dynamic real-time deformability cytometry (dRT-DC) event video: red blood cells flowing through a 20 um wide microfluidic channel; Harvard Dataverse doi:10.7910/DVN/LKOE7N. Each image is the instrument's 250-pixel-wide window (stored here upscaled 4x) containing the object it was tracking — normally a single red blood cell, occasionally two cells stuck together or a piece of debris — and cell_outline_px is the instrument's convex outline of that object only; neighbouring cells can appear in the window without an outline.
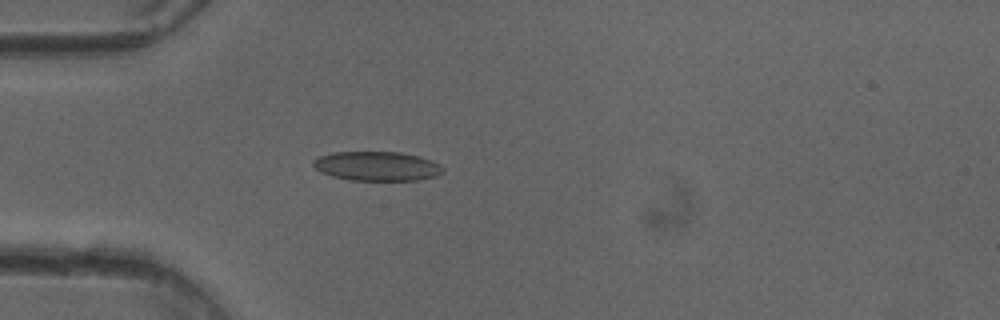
{"species": "common noctule bat (a hibernating species)", "species_latin": "Nyctalus noctula", "temperature_condition": "cold", "stored_images_in_passage": 50, "camera_frame_rate_fps": 3000, "um_per_image_px": 0.085, "animal": {"sex": "female"}, "frame": {"image": 1, "passage_image": 14, "time_ms": 4.333, "image_size_px": [1000, 320], "cell_outline_px": [[444, 172], [436, 176], [416, 180], [348, 180], [332, 176], [320, 172], [312, 164], [312, 160], [320, 156], [332, 152], [400, 152], [432, 160], [440, 164], [444, 168]], "centroid_in_image_um": [32.03, 14.12], "position_along_channel_um": 53.0, "area_um2": 22.2}}
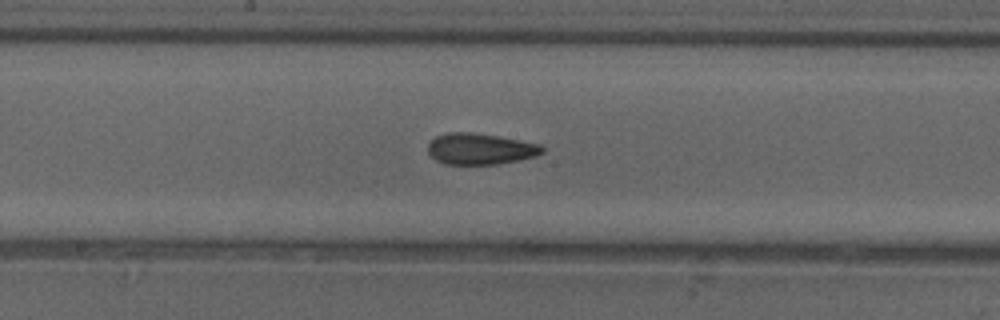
{"frame": {"image": 2, "passage_image": 26, "time_ms": 8.333, "image_size_px": [1000, 320], "cell_outline_px": [[544, 152], [536, 156], [496, 164], [444, 164], [436, 160], [428, 152], [428, 144], [436, 136], [448, 132], [472, 132], [520, 140], [540, 144], [544, 148]], "centroid_in_image_um": [40.81, 12.65], "position_along_channel_um": 207.4, "area_um2": 20.63}}
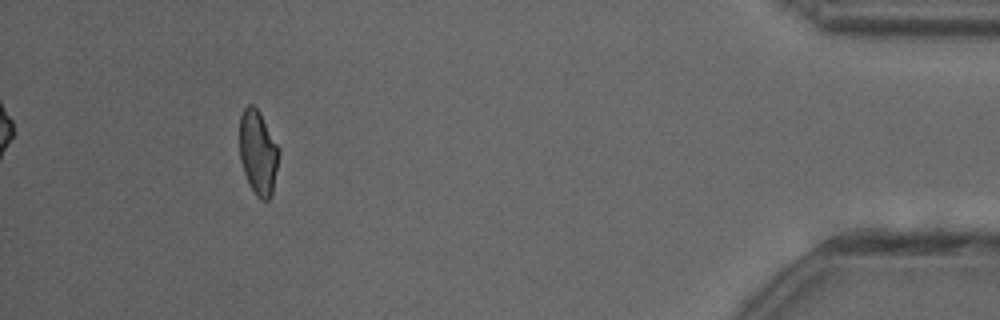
{"frame": {"image": 3, "passage_image": 46, "time_ms": 15.0, "image_size_px": [1000, 320], "cell_outline_px": [[280, 152], [272, 192], [268, 200], [260, 200], [256, 196], [248, 184], [240, 160], [240, 116], [244, 108], [248, 104], [252, 104], [260, 112], [280, 148]], "centroid_in_image_um": [21.94, 12.96], "position_along_channel_um": 413.3, "area_um2": 19.48}, "authors_computed_cell_mechanics": {"area_um2": 20.8947, "velocity_mm_per_s": 4.0603, "shape_relaxation_time_tau1_ms": null, "shape_relaxation_time_tau2_ms": 1.7089, "deformation_change_tau1": null, "deformation_change_tau2": 0.0731}}